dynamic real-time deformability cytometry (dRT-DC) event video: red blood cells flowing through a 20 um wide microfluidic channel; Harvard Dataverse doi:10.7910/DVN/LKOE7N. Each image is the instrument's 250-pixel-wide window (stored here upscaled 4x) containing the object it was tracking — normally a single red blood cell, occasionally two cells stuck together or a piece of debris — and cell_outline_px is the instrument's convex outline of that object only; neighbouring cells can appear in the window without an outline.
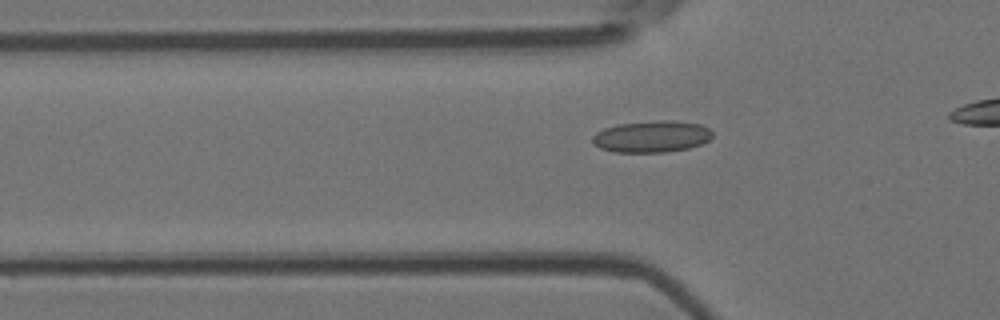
{"species": "Egyptian fruit bat (a non-hibernating species)", "species_latin": "Rousettus aegyptiacus", "temperature_condition": "room temperature", "stored_images_in_passage": 26, "camera_frame_rate_fps": 3000, "um_per_image_px": 0.085, "animal": {"sex": "female"}, "frame": {"image": 1, "passage_image": 13, "time_ms": 4.0, "image_size_px": [1000, 320], "cell_outline_px": [[712, 136], [708, 140], [700, 144], [688, 148], [664, 152], [616, 152], [600, 148], [592, 144], [592, 136], [596, 132], [604, 128], [616, 124], [656, 120], [668, 120], [700, 124], [708, 128], [712, 132]], "centroid_in_image_um": [55.35, 11.6], "position_along_channel_um": 70.5, "area_um2": 22.14}}
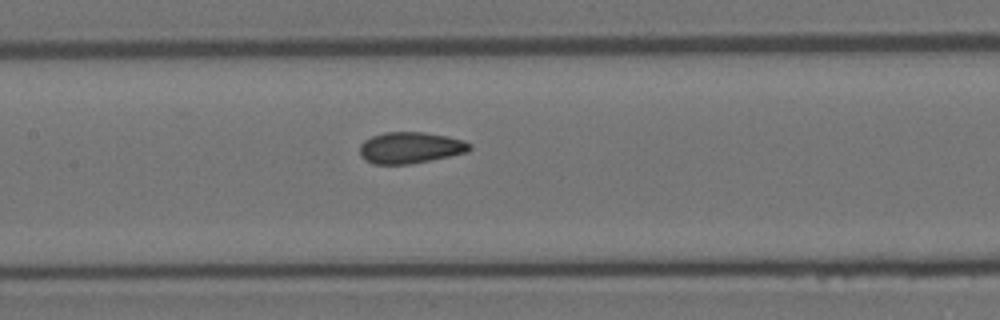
{"frame": {"image": 2, "passage_image": 21, "time_ms": 6.667, "image_size_px": [1000, 320], "cell_outline_px": [[472, 148], [468, 152], [412, 164], [372, 164], [364, 160], [360, 156], [360, 144], [364, 140], [372, 136], [384, 132], [424, 132], [448, 136], [464, 140], [472, 144]], "centroid_in_image_um": [34.88, 12.55], "position_along_channel_um": 172.5, "area_um2": 20.35}}
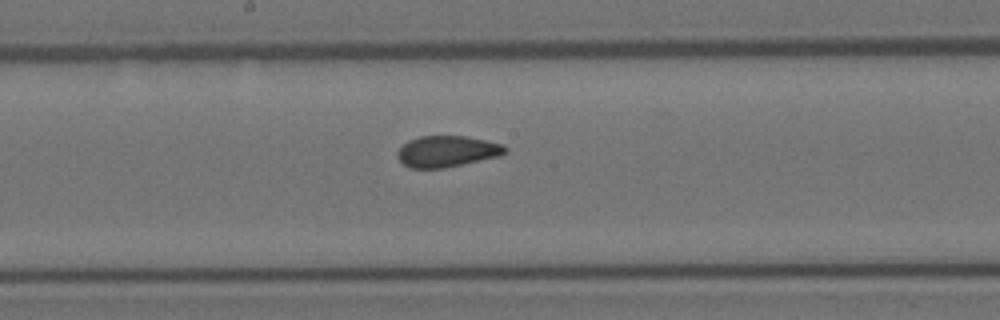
{"frame": {"image": 3, "passage_image": 24, "time_ms": 7.667, "image_size_px": [1000, 320], "cell_outline_px": [[508, 152], [500, 156], [444, 168], [408, 168], [400, 160], [396, 152], [408, 140], [420, 136], [464, 136], [504, 144], [508, 148]], "centroid_in_image_um": [38.02, 12.86], "position_along_channel_um": 210.2, "area_um2": 19.59}}